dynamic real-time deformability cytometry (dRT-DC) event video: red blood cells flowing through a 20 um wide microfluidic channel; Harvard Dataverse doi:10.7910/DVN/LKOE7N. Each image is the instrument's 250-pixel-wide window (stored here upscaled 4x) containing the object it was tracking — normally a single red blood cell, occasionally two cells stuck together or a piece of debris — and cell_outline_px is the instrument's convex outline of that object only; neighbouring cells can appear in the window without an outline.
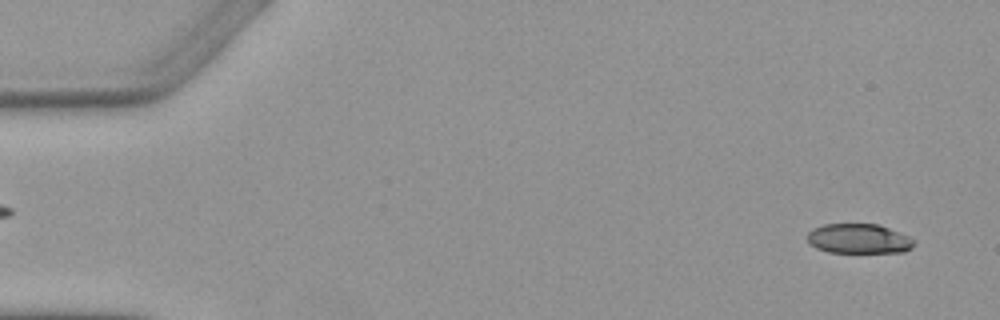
{"species": "Egyptian fruit bat (a non-hibernating species)", "species_latin": "Rousettus aegyptiacus", "temperature_condition": "warm", "stored_images_in_passage": 6, "camera_frame_rate_fps": 3000, "um_per_image_px": 0.085, "animal": {"sex": "female"}, "frame": {"image": 1, "passage_image": 6, "time_ms": 6.0, "image_size_px": [1000, 320], "cell_outline_px": [[916, 244], [912, 248], [904, 252], [828, 252], [816, 248], [808, 244], [808, 232], [812, 228], [824, 224], [880, 224], [908, 236], [916, 240]], "centroid_in_image_um": [73.01, 20.29], "position_along_channel_um": 12.0, "area_um2": 18.67}}